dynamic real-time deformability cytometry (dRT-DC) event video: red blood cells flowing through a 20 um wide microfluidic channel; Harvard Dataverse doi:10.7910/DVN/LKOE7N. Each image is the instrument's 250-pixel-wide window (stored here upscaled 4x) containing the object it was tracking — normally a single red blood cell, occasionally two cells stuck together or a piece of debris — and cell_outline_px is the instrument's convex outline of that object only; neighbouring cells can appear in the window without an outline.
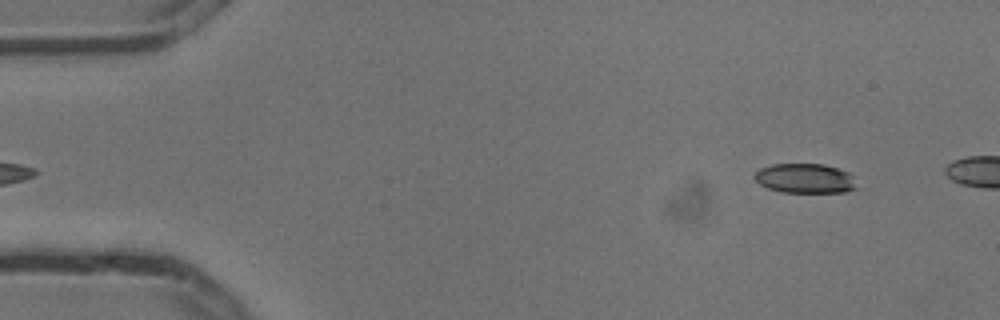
{"species": "common noctule bat (a hibernating species)", "species_latin": "Nyctalus noctula", "temperature_condition": "cold", "stored_images_in_passage": 5, "segment_of_instrument_passage": [2, 2], "camera_frame_rate_fps": 3000, "um_per_image_px": 0.085, "animal": {"sex": "male", "body_mass_g": 13.3}, "frame": {"image": 1, "passage_image": 5, "time_ms": 1.333, "image_size_px": [1000, 320], "cell_outline_px": [[864, 188], [848, 192], [780, 192], [768, 188], [760, 184], [752, 176], [760, 168], [772, 164], [824, 164], [848, 172]], "centroid_in_image_um": [68.51, 15.18], "position_along_channel_um": 16.5, "area_um2": 18.03}}